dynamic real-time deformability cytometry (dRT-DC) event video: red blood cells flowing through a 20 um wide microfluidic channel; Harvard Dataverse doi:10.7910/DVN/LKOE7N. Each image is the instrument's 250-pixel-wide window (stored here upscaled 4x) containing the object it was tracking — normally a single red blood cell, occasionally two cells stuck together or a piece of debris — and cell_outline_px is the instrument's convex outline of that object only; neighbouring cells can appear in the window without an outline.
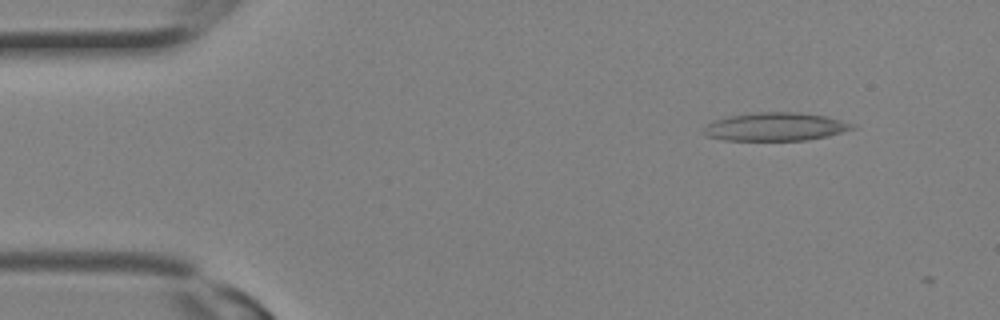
{"species": "Egyptian fruit bat (a non-hibernating species)", "species_latin": "Rousettus aegyptiacus", "temperature_condition": "room temperature", "stored_images_in_passage": 5, "camera_frame_rate_fps": 3000, "um_per_image_px": 0.085, "animal": {"sex": "female"}, "frame": {"image": 1, "passage_image": 3, "time_ms": 0.667, "image_size_px": [1000, 320], "cell_outline_px": [[856, 128], [828, 136], [808, 140], [724, 140], [704, 136], [704, 124], [728, 116], [756, 112], [796, 112], [828, 116], [856, 124]], "centroid_in_image_um": [65.93, 10.77], "position_along_channel_um": 19.1, "area_um2": 24.68}}